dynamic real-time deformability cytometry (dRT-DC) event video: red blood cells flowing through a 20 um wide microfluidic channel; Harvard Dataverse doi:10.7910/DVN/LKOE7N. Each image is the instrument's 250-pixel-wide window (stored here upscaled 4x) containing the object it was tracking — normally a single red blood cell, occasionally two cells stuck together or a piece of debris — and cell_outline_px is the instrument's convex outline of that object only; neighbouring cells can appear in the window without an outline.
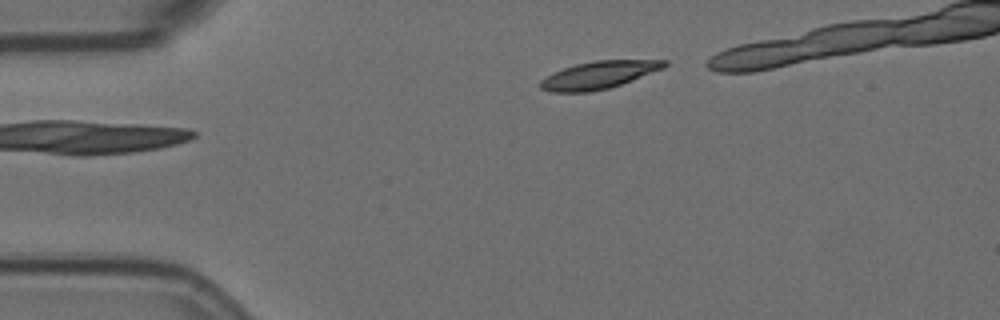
{"species": "Egyptian fruit bat (a non-hibernating species)", "species_latin": "Rousettus aegyptiacus", "temperature_condition": "room temperature", "stored_images_in_passage": 6, "segment_of_instrument_passage": [2, 2], "camera_frame_rate_fps": 3000, "um_per_image_px": 0.085, "animal": {"sex": "female"}, "frame": {"image": 1, "passage_image": 6, "time_ms": 1.667, "image_size_px": [1000, 320], "cell_outline_px": [[668, 64], [664, 68], [620, 84], [608, 88], [588, 92], [548, 92], [540, 88], [540, 80], [552, 72], [576, 64], [596, 60], [668, 60]], "centroid_in_image_um": [50.86, 6.37], "position_along_channel_um": 34.1, "area_um2": 19.77}}